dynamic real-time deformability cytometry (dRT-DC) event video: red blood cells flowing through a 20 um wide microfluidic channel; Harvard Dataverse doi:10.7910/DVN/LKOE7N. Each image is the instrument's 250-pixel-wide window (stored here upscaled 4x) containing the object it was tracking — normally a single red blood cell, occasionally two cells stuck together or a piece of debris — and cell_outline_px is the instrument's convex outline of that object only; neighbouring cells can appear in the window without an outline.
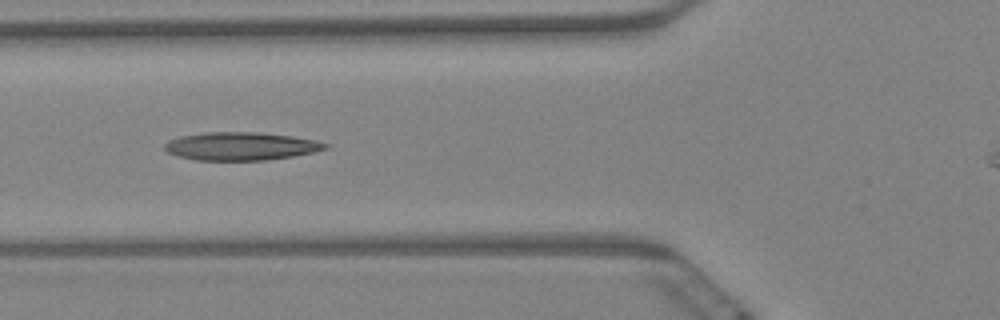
{"species": "Egyptian fruit bat (a non-hibernating species)", "species_latin": "Rousettus aegyptiacus", "temperature_condition": "warm", "stored_images_in_passage": 7, "camera_frame_rate_fps": 3000, "um_per_image_px": 0.085, "animal": {"sex": "female"}, "frame": {"image": 1, "passage_image": 6, "time_ms": 1.667, "image_size_px": [1000, 320], "cell_outline_px": [[328, 148], [312, 152], [292, 156], [264, 160], [196, 160], [180, 156], [168, 152], [164, 148], [164, 144], [168, 140], [180, 136], [204, 132], [260, 132], [292, 136], [316, 140], [328, 144]], "centroid_in_image_um": [20.46, 12.41], "position_along_channel_um": 105.3, "area_um2": 26.18}}
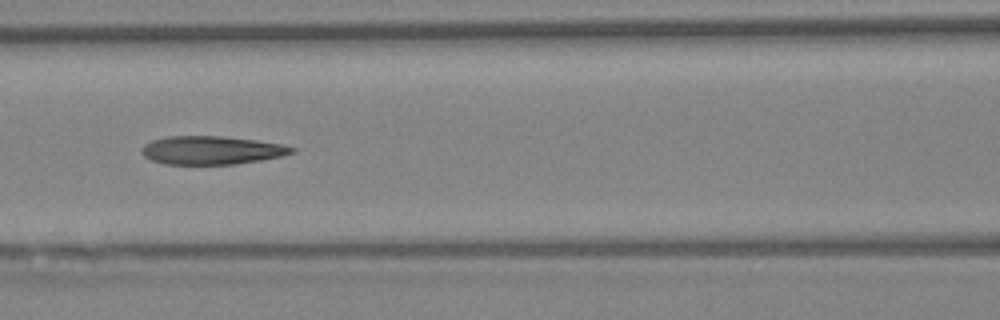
{"frame": {"image": 2, "passage_image": 7, "time_ms": 2.0, "image_size_px": [1000, 320], "cell_outline_px": [[296, 152], [280, 156], [260, 160], [236, 164], [164, 164], [152, 160], [144, 156], [140, 152], [140, 148], [144, 144], [152, 140], [168, 136], [224, 136], [256, 140], [284, 144], [296, 148]], "centroid_in_image_um": [17.98, 12.76], "position_along_channel_um": 148.6, "area_um2": 24.97}}